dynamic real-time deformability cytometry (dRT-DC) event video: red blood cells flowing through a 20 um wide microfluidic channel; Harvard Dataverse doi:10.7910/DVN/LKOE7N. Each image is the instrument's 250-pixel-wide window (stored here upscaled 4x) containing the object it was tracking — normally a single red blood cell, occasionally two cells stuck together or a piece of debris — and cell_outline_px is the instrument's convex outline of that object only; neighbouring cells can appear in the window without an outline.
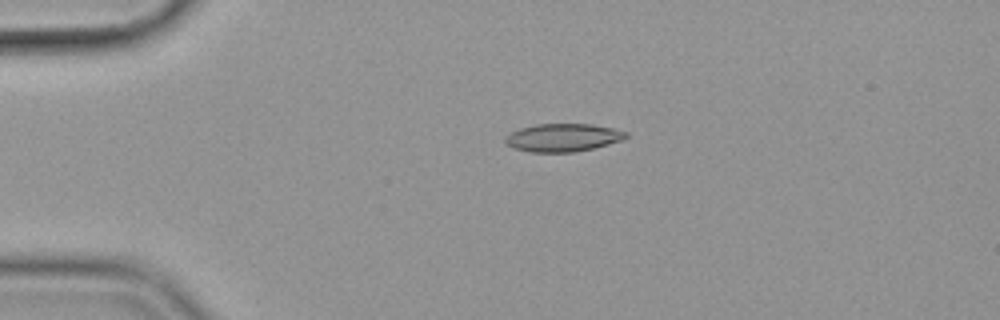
{"species": "common noctule bat (a hibernating species)", "species_latin": "Nyctalus noctula", "temperature_condition": "cold", "stored_images_in_passage": 48, "camera_frame_rate_fps": 3000, "um_per_image_px": 0.085, "animal": {"sex": "female", "body_mass_g": 19.9}, "frame": {"image": 1, "passage_image": 5, "time_ms": 1.333, "image_size_px": [1000, 320], "cell_outline_px": [[628, 136], [624, 140], [592, 148], [572, 152], [532, 152], [512, 148], [504, 144], [504, 136], [508, 132], [520, 128], [536, 124], [592, 124], [612, 128], [628, 132]], "centroid_in_image_um": [47.79, 11.69], "position_along_channel_um": 37.2, "area_um2": 19.88}}
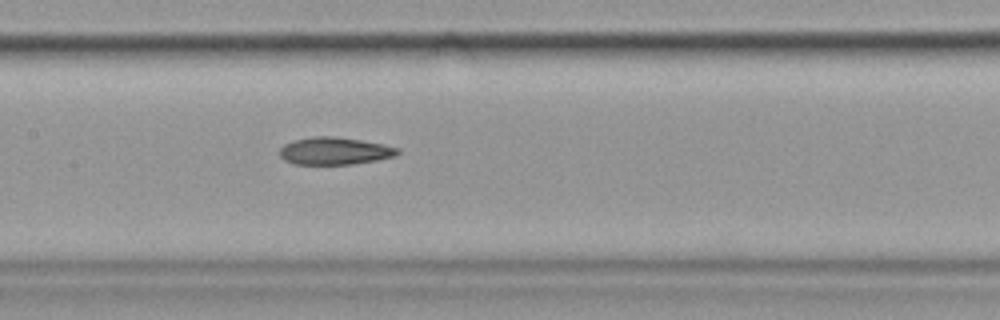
{"frame": {"image": 2, "passage_image": 20, "time_ms": 6.333, "image_size_px": [1000, 320], "cell_outline_px": [[400, 152], [396, 156], [376, 160], [352, 164], [292, 164], [284, 160], [280, 156], [280, 148], [284, 144], [292, 140], [312, 136], [332, 136], [360, 140], [384, 144], [400, 148]], "centroid_in_image_um": [28.43, 12.83], "position_along_channel_um": 179.0, "area_um2": 18.96}}
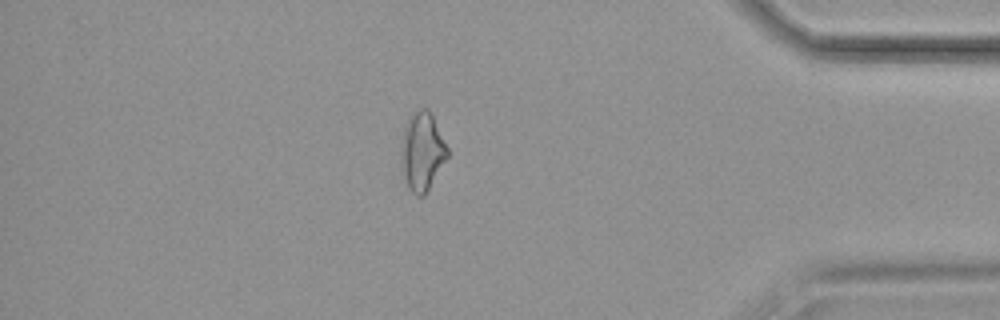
{"frame": {"image": 3, "passage_image": 41, "time_ms": 13.333, "image_size_px": [1000, 320], "cell_outline_px": [[448, 156], [424, 196], [416, 196], [408, 188], [404, 176], [400, 160], [400, 152], [404, 128], [408, 116], [412, 112], [420, 108], [428, 108], [448, 148]], "centroid_in_image_um": [35.86, 12.86], "position_along_channel_um": 399.3, "area_um2": 21.1}, "authors_computed_cell_mechanics": {"area_um2": 19.363, "velocity_mm_per_s": 3.6047, "shape_relaxation_time_tau1_ms": null, "shape_relaxation_time_tau2_ms": 4.4435, "deformation_change_tau1": null, "deformation_change_tau2": 0.1223}}